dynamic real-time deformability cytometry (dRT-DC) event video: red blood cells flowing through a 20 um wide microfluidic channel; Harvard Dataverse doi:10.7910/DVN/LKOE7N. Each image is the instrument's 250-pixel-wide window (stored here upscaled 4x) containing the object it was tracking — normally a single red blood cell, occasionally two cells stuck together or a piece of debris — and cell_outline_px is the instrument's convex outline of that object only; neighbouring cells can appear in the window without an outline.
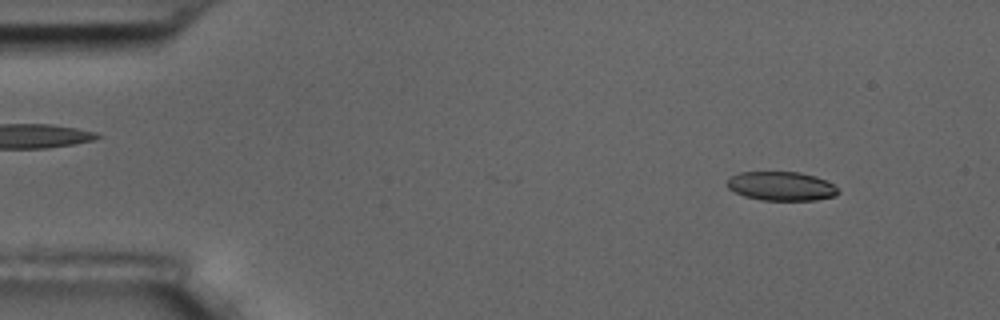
{"species": "common noctule bat (a hibernating species)", "species_latin": "Nyctalus noctula", "temperature_condition": "room temperature", "stored_images_in_passage": 3, "camera_frame_rate_fps": 3000, "um_per_image_px": 0.085, "animal": {"sex": "male", "body_mass_g": 17.5, "forearm_length_mm": 52.3}, "frame": {"image": 1, "passage_image": 1, "time_ms": 0.0, "image_size_px": [1000, 320], "cell_outline_px": [[840, 192], [836, 196], [816, 200], [760, 200], [744, 196], [728, 188], [724, 184], [732, 176], [740, 172], [800, 172], [816, 176], [832, 184]], "centroid_in_image_um": [66.4, 15.82], "position_along_channel_um": 18.6, "area_um2": 18.79}}
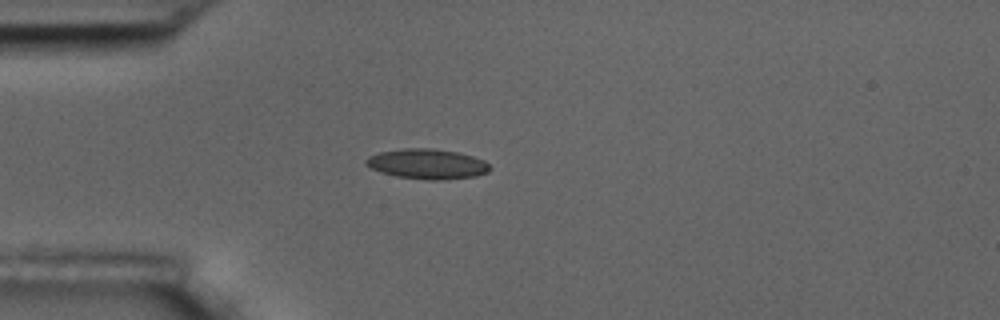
{"frame": {"image": 2, "passage_image": 3, "time_ms": 3.0, "image_size_px": [1000, 320], "cell_outline_px": [[492, 168], [488, 172], [476, 176], [436, 180], [428, 180], [396, 176], [380, 172], [364, 164], [364, 160], [368, 156], [380, 152], [404, 148], [432, 148], [460, 152], [484, 160]], "centroid_in_image_um": [36.31, 13.93], "position_along_channel_um": 48.7, "area_um2": 21.79}}